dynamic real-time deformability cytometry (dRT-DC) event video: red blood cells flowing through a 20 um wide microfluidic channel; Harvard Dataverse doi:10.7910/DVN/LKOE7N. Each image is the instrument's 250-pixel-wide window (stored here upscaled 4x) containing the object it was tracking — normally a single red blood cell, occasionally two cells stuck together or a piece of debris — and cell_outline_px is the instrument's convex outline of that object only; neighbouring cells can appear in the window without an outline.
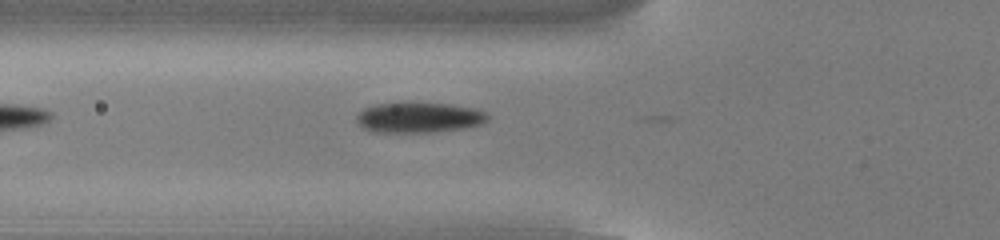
{"species": "common noctule bat (a hibernating species)", "species_latin": "Nyctalus noctula", "temperature_condition": "cold", "stored_images_in_passage": 6, "camera_frame_rate_fps": 3000, "um_per_image_px": 0.085, "animal": {"sex": "male", "body_mass_g": 13.0, "forearm_length_mm": 53.1}, "frame": {"image": 1, "passage_image": 2, "time_ms": 0.333, "image_size_px": [1000, 240], "cell_outline_px": [[488, 120], [480, 124], [464, 128], [436, 132], [372, 132], [364, 128], [356, 120], [356, 116], [364, 108], [376, 104], [452, 104], [472, 108], [484, 112], [488, 116]], "centroid_in_image_um": [35.6, 10.01], "position_along_channel_um": 90.2, "area_um2": 22.72}}